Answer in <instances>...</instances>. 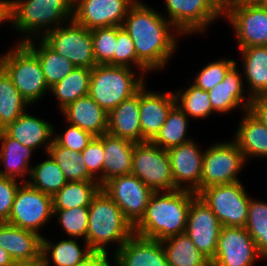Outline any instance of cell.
<instances>
[{
	"label": "cell",
	"mask_w": 267,
	"mask_h": 266,
	"mask_svg": "<svg viewBox=\"0 0 267 266\" xmlns=\"http://www.w3.org/2000/svg\"><path fill=\"white\" fill-rule=\"evenodd\" d=\"M246 192L240 181L208 186L197 195L211 208L222 226L245 227L250 202Z\"/></svg>",
	"instance_id": "obj_7"
},
{
	"label": "cell",
	"mask_w": 267,
	"mask_h": 266,
	"mask_svg": "<svg viewBox=\"0 0 267 266\" xmlns=\"http://www.w3.org/2000/svg\"><path fill=\"white\" fill-rule=\"evenodd\" d=\"M14 266H50V265H48L43 256H41L37 259L30 261L15 262Z\"/></svg>",
	"instance_id": "obj_51"
},
{
	"label": "cell",
	"mask_w": 267,
	"mask_h": 266,
	"mask_svg": "<svg viewBox=\"0 0 267 266\" xmlns=\"http://www.w3.org/2000/svg\"><path fill=\"white\" fill-rule=\"evenodd\" d=\"M83 248L77 242V238L60 240L52 243L47 238L42 237V256L48 265L53 263L55 266H79L89 255L93 253L87 242ZM51 256V260H50Z\"/></svg>",
	"instance_id": "obj_31"
},
{
	"label": "cell",
	"mask_w": 267,
	"mask_h": 266,
	"mask_svg": "<svg viewBox=\"0 0 267 266\" xmlns=\"http://www.w3.org/2000/svg\"><path fill=\"white\" fill-rule=\"evenodd\" d=\"M176 104L187 115L193 118H207L216 113L211 105L208 91L191 84L186 90L174 92Z\"/></svg>",
	"instance_id": "obj_39"
},
{
	"label": "cell",
	"mask_w": 267,
	"mask_h": 266,
	"mask_svg": "<svg viewBox=\"0 0 267 266\" xmlns=\"http://www.w3.org/2000/svg\"><path fill=\"white\" fill-rule=\"evenodd\" d=\"M73 4L74 0H12L5 6L6 22L16 32L26 34L19 40L24 43L33 37L42 38L48 31L72 20Z\"/></svg>",
	"instance_id": "obj_3"
},
{
	"label": "cell",
	"mask_w": 267,
	"mask_h": 266,
	"mask_svg": "<svg viewBox=\"0 0 267 266\" xmlns=\"http://www.w3.org/2000/svg\"><path fill=\"white\" fill-rule=\"evenodd\" d=\"M12 0H0V2L4 5L7 6Z\"/></svg>",
	"instance_id": "obj_56"
},
{
	"label": "cell",
	"mask_w": 267,
	"mask_h": 266,
	"mask_svg": "<svg viewBox=\"0 0 267 266\" xmlns=\"http://www.w3.org/2000/svg\"><path fill=\"white\" fill-rule=\"evenodd\" d=\"M234 135L246 162L251 157H267V127L249 111L244 112Z\"/></svg>",
	"instance_id": "obj_28"
},
{
	"label": "cell",
	"mask_w": 267,
	"mask_h": 266,
	"mask_svg": "<svg viewBox=\"0 0 267 266\" xmlns=\"http://www.w3.org/2000/svg\"><path fill=\"white\" fill-rule=\"evenodd\" d=\"M237 63H235L226 73L223 81L216 84L208 91L213 110L220 113H228L236 108L242 107L243 112L249 110L251 97L245 96L244 85ZM245 101V102H244Z\"/></svg>",
	"instance_id": "obj_21"
},
{
	"label": "cell",
	"mask_w": 267,
	"mask_h": 266,
	"mask_svg": "<svg viewBox=\"0 0 267 266\" xmlns=\"http://www.w3.org/2000/svg\"><path fill=\"white\" fill-rule=\"evenodd\" d=\"M137 0H74L73 20L89 30L122 26Z\"/></svg>",
	"instance_id": "obj_16"
},
{
	"label": "cell",
	"mask_w": 267,
	"mask_h": 266,
	"mask_svg": "<svg viewBox=\"0 0 267 266\" xmlns=\"http://www.w3.org/2000/svg\"><path fill=\"white\" fill-rule=\"evenodd\" d=\"M131 174L137 176L154 192L177 190L167 150L151 141L136 143Z\"/></svg>",
	"instance_id": "obj_9"
},
{
	"label": "cell",
	"mask_w": 267,
	"mask_h": 266,
	"mask_svg": "<svg viewBox=\"0 0 267 266\" xmlns=\"http://www.w3.org/2000/svg\"><path fill=\"white\" fill-rule=\"evenodd\" d=\"M53 213L52 196L31 187L27 182L21 183L7 223L41 235V227L49 222Z\"/></svg>",
	"instance_id": "obj_11"
},
{
	"label": "cell",
	"mask_w": 267,
	"mask_h": 266,
	"mask_svg": "<svg viewBox=\"0 0 267 266\" xmlns=\"http://www.w3.org/2000/svg\"><path fill=\"white\" fill-rule=\"evenodd\" d=\"M222 15H224L235 3L236 0H208Z\"/></svg>",
	"instance_id": "obj_50"
},
{
	"label": "cell",
	"mask_w": 267,
	"mask_h": 266,
	"mask_svg": "<svg viewBox=\"0 0 267 266\" xmlns=\"http://www.w3.org/2000/svg\"><path fill=\"white\" fill-rule=\"evenodd\" d=\"M30 39L24 44L38 57L45 81L49 88L64 79L76 66L62 55L50 48L41 38L38 46Z\"/></svg>",
	"instance_id": "obj_30"
},
{
	"label": "cell",
	"mask_w": 267,
	"mask_h": 266,
	"mask_svg": "<svg viewBox=\"0 0 267 266\" xmlns=\"http://www.w3.org/2000/svg\"><path fill=\"white\" fill-rule=\"evenodd\" d=\"M196 196L186 190L154 192L134 233L159 241L184 233L190 203Z\"/></svg>",
	"instance_id": "obj_2"
},
{
	"label": "cell",
	"mask_w": 267,
	"mask_h": 266,
	"mask_svg": "<svg viewBox=\"0 0 267 266\" xmlns=\"http://www.w3.org/2000/svg\"><path fill=\"white\" fill-rule=\"evenodd\" d=\"M140 90L122 101L108 114L107 132L129 139L133 142H145L139 120Z\"/></svg>",
	"instance_id": "obj_26"
},
{
	"label": "cell",
	"mask_w": 267,
	"mask_h": 266,
	"mask_svg": "<svg viewBox=\"0 0 267 266\" xmlns=\"http://www.w3.org/2000/svg\"><path fill=\"white\" fill-rule=\"evenodd\" d=\"M93 53L97 65H114L116 26L91 30Z\"/></svg>",
	"instance_id": "obj_42"
},
{
	"label": "cell",
	"mask_w": 267,
	"mask_h": 266,
	"mask_svg": "<svg viewBox=\"0 0 267 266\" xmlns=\"http://www.w3.org/2000/svg\"><path fill=\"white\" fill-rule=\"evenodd\" d=\"M259 5L267 9V0H263Z\"/></svg>",
	"instance_id": "obj_55"
},
{
	"label": "cell",
	"mask_w": 267,
	"mask_h": 266,
	"mask_svg": "<svg viewBox=\"0 0 267 266\" xmlns=\"http://www.w3.org/2000/svg\"><path fill=\"white\" fill-rule=\"evenodd\" d=\"M251 98L267 95V46L239 48Z\"/></svg>",
	"instance_id": "obj_29"
},
{
	"label": "cell",
	"mask_w": 267,
	"mask_h": 266,
	"mask_svg": "<svg viewBox=\"0 0 267 266\" xmlns=\"http://www.w3.org/2000/svg\"><path fill=\"white\" fill-rule=\"evenodd\" d=\"M26 112L3 130L25 147L37 150L44 145V151L47 153L53 142V125Z\"/></svg>",
	"instance_id": "obj_23"
},
{
	"label": "cell",
	"mask_w": 267,
	"mask_h": 266,
	"mask_svg": "<svg viewBox=\"0 0 267 266\" xmlns=\"http://www.w3.org/2000/svg\"><path fill=\"white\" fill-rule=\"evenodd\" d=\"M88 208L85 241L93 252L108 253L106 246L112 242L118 244L114 250L116 252L134 233V227L120 207L102 189L92 198Z\"/></svg>",
	"instance_id": "obj_4"
},
{
	"label": "cell",
	"mask_w": 267,
	"mask_h": 266,
	"mask_svg": "<svg viewBox=\"0 0 267 266\" xmlns=\"http://www.w3.org/2000/svg\"><path fill=\"white\" fill-rule=\"evenodd\" d=\"M229 20L238 48L267 46V9L259 4L235 3L224 15Z\"/></svg>",
	"instance_id": "obj_14"
},
{
	"label": "cell",
	"mask_w": 267,
	"mask_h": 266,
	"mask_svg": "<svg viewBox=\"0 0 267 266\" xmlns=\"http://www.w3.org/2000/svg\"><path fill=\"white\" fill-rule=\"evenodd\" d=\"M6 22L5 6L0 2V23Z\"/></svg>",
	"instance_id": "obj_53"
},
{
	"label": "cell",
	"mask_w": 267,
	"mask_h": 266,
	"mask_svg": "<svg viewBox=\"0 0 267 266\" xmlns=\"http://www.w3.org/2000/svg\"><path fill=\"white\" fill-rule=\"evenodd\" d=\"M248 111L267 127V95L253 97Z\"/></svg>",
	"instance_id": "obj_48"
},
{
	"label": "cell",
	"mask_w": 267,
	"mask_h": 266,
	"mask_svg": "<svg viewBox=\"0 0 267 266\" xmlns=\"http://www.w3.org/2000/svg\"><path fill=\"white\" fill-rule=\"evenodd\" d=\"M221 228L211 208L197 195L190 203L185 233L209 260L215 256Z\"/></svg>",
	"instance_id": "obj_17"
},
{
	"label": "cell",
	"mask_w": 267,
	"mask_h": 266,
	"mask_svg": "<svg viewBox=\"0 0 267 266\" xmlns=\"http://www.w3.org/2000/svg\"><path fill=\"white\" fill-rule=\"evenodd\" d=\"M108 253L93 252L88 258L79 266H112L109 262Z\"/></svg>",
	"instance_id": "obj_49"
},
{
	"label": "cell",
	"mask_w": 267,
	"mask_h": 266,
	"mask_svg": "<svg viewBox=\"0 0 267 266\" xmlns=\"http://www.w3.org/2000/svg\"><path fill=\"white\" fill-rule=\"evenodd\" d=\"M114 65L115 66H127L131 68L134 65L138 68L141 74L145 75L150 71L138 58L129 34L122 26H116V47L114 50Z\"/></svg>",
	"instance_id": "obj_43"
},
{
	"label": "cell",
	"mask_w": 267,
	"mask_h": 266,
	"mask_svg": "<svg viewBox=\"0 0 267 266\" xmlns=\"http://www.w3.org/2000/svg\"><path fill=\"white\" fill-rule=\"evenodd\" d=\"M161 242L169 266H211L185 232Z\"/></svg>",
	"instance_id": "obj_32"
},
{
	"label": "cell",
	"mask_w": 267,
	"mask_h": 266,
	"mask_svg": "<svg viewBox=\"0 0 267 266\" xmlns=\"http://www.w3.org/2000/svg\"><path fill=\"white\" fill-rule=\"evenodd\" d=\"M188 122L189 117L175 104L169 111L165 123L151 142L164 150H168L191 141L192 139L186 136Z\"/></svg>",
	"instance_id": "obj_35"
},
{
	"label": "cell",
	"mask_w": 267,
	"mask_h": 266,
	"mask_svg": "<svg viewBox=\"0 0 267 266\" xmlns=\"http://www.w3.org/2000/svg\"><path fill=\"white\" fill-rule=\"evenodd\" d=\"M176 104L174 92L147 91L144 85L140 89L139 120L142 137L151 141L166 121L171 108Z\"/></svg>",
	"instance_id": "obj_20"
},
{
	"label": "cell",
	"mask_w": 267,
	"mask_h": 266,
	"mask_svg": "<svg viewBox=\"0 0 267 266\" xmlns=\"http://www.w3.org/2000/svg\"><path fill=\"white\" fill-rule=\"evenodd\" d=\"M101 189L120 207L133 227L143 217L149 199L154 193L133 174L113 177L105 182Z\"/></svg>",
	"instance_id": "obj_12"
},
{
	"label": "cell",
	"mask_w": 267,
	"mask_h": 266,
	"mask_svg": "<svg viewBox=\"0 0 267 266\" xmlns=\"http://www.w3.org/2000/svg\"><path fill=\"white\" fill-rule=\"evenodd\" d=\"M167 18L181 35L204 33L223 15L208 0H165Z\"/></svg>",
	"instance_id": "obj_15"
},
{
	"label": "cell",
	"mask_w": 267,
	"mask_h": 266,
	"mask_svg": "<svg viewBox=\"0 0 267 266\" xmlns=\"http://www.w3.org/2000/svg\"><path fill=\"white\" fill-rule=\"evenodd\" d=\"M101 189L98 181L67 182L53 198V209L89 207L92 198Z\"/></svg>",
	"instance_id": "obj_36"
},
{
	"label": "cell",
	"mask_w": 267,
	"mask_h": 266,
	"mask_svg": "<svg viewBox=\"0 0 267 266\" xmlns=\"http://www.w3.org/2000/svg\"><path fill=\"white\" fill-rule=\"evenodd\" d=\"M47 155L48 159L31 167L27 183L31 187L53 197L68 181L58 164L49 154Z\"/></svg>",
	"instance_id": "obj_38"
},
{
	"label": "cell",
	"mask_w": 267,
	"mask_h": 266,
	"mask_svg": "<svg viewBox=\"0 0 267 266\" xmlns=\"http://www.w3.org/2000/svg\"><path fill=\"white\" fill-rule=\"evenodd\" d=\"M0 161L5 165V170H0L1 177L16 179L22 177L26 183V175L30 176L31 167L29 159L34 149L25 147L16 139L11 138L4 130H0Z\"/></svg>",
	"instance_id": "obj_27"
},
{
	"label": "cell",
	"mask_w": 267,
	"mask_h": 266,
	"mask_svg": "<svg viewBox=\"0 0 267 266\" xmlns=\"http://www.w3.org/2000/svg\"><path fill=\"white\" fill-rule=\"evenodd\" d=\"M236 63L233 59H220L205 65L193 80V85L204 91L211 90L216 84L223 81L228 70Z\"/></svg>",
	"instance_id": "obj_44"
},
{
	"label": "cell",
	"mask_w": 267,
	"mask_h": 266,
	"mask_svg": "<svg viewBox=\"0 0 267 266\" xmlns=\"http://www.w3.org/2000/svg\"><path fill=\"white\" fill-rule=\"evenodd\" d=\"M47 154L58 164L68 182L98 181L88 171L81 153L60 146L53 140Z\"/></svg>",
	"instance_id": "obj_37"
},
{
	"label": "cell",
	"mask_w": 267,
	"mask_h": 266,
	"mask_svg": "<svg viewBox=\"0 0 267 266\" xmlns=\"http://www.w3.org/2000/svg\"><path fill=\"white\" fill-rule=\"evenodd\" d=\"M91 71L92 69L87 67H75L64 79L50 88L49 92L57 98L60 110L88 95Z\"/></svg>",
	"instance_id": "obj_33"
},
{
	"label": "cell",
	"mask_w": 267,
	"mask_h": 266,
	"mask_svg": "<svg viewBox=\"0 0 267 266\" xmlns=\"http://www.w3.org/2000/svg\"><path fill=\"white\" fill-rule=\"evenodd\" d=\"M246 230L254 240L258 252L267 259V203L250 197Z\"/></svg>",
	"instance_id": "obj_40"
},
{
	"label": "cell",
	"mask_w": 267,
	"mask_h": 266,
	"mask_svg": "<svg viewBox=\"0 0 267 266\" xmlns=\"http://www.w3.org/2000/svg\"><path fill=\"white\" fill-rule=\"evenodd\" d=\"M0 56V66L13 81L21 96L32 106L49 92L38 57L24 44L17 43Z\"/></svg>",
	"instance_id": "obj_6"
},
{
	"label": "cell",
	"mask_w": 267,
	"mask_h": 266,
	"mask_svg": "<svg viewBox=\"0 0 267 266\" xmlns=\"http://www.w3.org/2000/svg\"><path fill=\"white\" fill-rule=\"evenodd\" d=\"M262 258L245 227L222 226L211 266H253Z\"/></svg>",
	"instance_id": "obj_13"
},
{
	"label": "cell",
	"mask_w": 267,
	"mask_h": 266,
	"mask_svg": "<svg viewBox=\"0 0 267 266\" xmlns=\"http://www.w3.org/2000/svg\"><path fill=\"white\" fill-rule=\"evenodd\" d=\"M53 215H57L61 229L70 238H84L86 240L88 230V207H74L71 209H53Z\"/></svg>",
	"instance_id": "obj_41"
},
{
	"label": "cell",
	"mask_w": 267,
	"mask_h": 266,
	"mask_svg": "<svg viewBox=\"0 0 267 266\" xmlns=\"http://www.w3.org/2000/svg\"><path fill=\"white\" fill-rule=\"evenodd\" d=\"M98 138L103 142L105 152L103 184L113 177L131 174L136 142L108 132Z\"/></svg>",
	"instance_id": "obj_25"
},
{
	"label": "cell",
	"mask_w": 267,
	"mask_h": 266,
	"mask_svg": "<svg viewBox=\"0 0 267 266\" xmlns=\"http://www.w3.org/2000/svg\"><path fill=\"white\" fill-rule=\"evenodd\" d=\"M167 153L175 188L198 194L201 191L204 152L191 140L168 149Z\"/></svg>",
	"instance_id": "obj_18"
},
{
	"label": "cell",
	"mask_w": 267,
	"mask_h": 266,
	"mask_svg": "<svg viewBox=\"0 0 267 266\" xmlns=\"http://www.w3.org/2000/svg\"><path fill=\"white\" fill-rule=\"evenodd\" d=\"M143 3L136 1L122 27L134 42L137 58L151 72L166 66L177 49V35L181 34L164 15Z\"/></svg>",
	"instance_id": "obj_1"
},
{
	"label": "cell",
	"mask_w": 267,
	"mask_h": 266,
	"mask_svg": "<svg viewBox=\"0 0 267 266\" xmlns=\"http://www.w3.org/2000/svg\"><path fill=\"white\" fill-rule=\"evenodd\" d=\"M67 124L69 126L66 131L62 133V135L54 133L53 140L60 146L68 148L71 151L81 153L95 136L78 126L70 123Z\"/></svg>",
	"instance_id": "obj_45"
},
{
	"label": "cell",
	"mask_w": 267,
	"mask_h": 266,
	"mask_svg": "<svg viewBox=\"0 0 267 266\" xmlns=\"http://www.w3.org/2000/svg\"><path fill=\"white\" fill-rule=\"evenodd\" d=\"M19 186L16 179L0 176V222L8 221Z\"/></svg>",
	"instance_id": "obj_47"
},
{
	"label": "cell",
	"mask_w": 267,
	"mask_h": 266,
	"mask_svg": "<svg viewBox=\"0 0 267 266\" xmlns=\"http://www.w3.org/2000/svg\"><path fill=\"white\" fill-rule=\"evenodd\" d=\"M42 235L0 222V247L6 250L15 262L30 261L42 256Z\"/></svg>",
	"instance_id": "obj_22"
},
{
	"label": "cell",
	"mask_w": 267,
	"mask_h": 266,
	"mask_svg": "<svg viewBox=\"0 0 267 266\" xmlns=\"http://www.w3.org/2000/svg\"><path fill=\"white\" fill-rule=\"evenodd\" d=\"M113 254V266H169L161 241L135 233Z\"/></svg>",
	"instance_id": "obj_19"
},
{
	"label": "cell",
	"mask_w": 267,
	"mask_h": 266,
	"mask_svg": "<svg viewBox=\"0 0 267 266\" xmlns=\"http://www.w3.org/2000/svg\"><path fill=\"white\" fill-rule=\"evenodd\" d=\"M263 0H236L239 4H260Z\"/></svg>",
	"instance_id": "obj_54"
},
{
	"label": "cell",
	"mask_w": 267,
	"mask_h": 266,
	"mask_svg": "<svg viewBox=\"0 0 267 266\" xmlns=\"http://www.w3.org/2000/svg\"><path fill=\"white\" fill-rule=\"evenodd\" d=\"M60 112L66 122L99 137L108 130V113L89 95L78 98Z\"/></svg>",
	"instance_id": "obj_24"
},
{
	"label": "cell",
	"mask_w": 267,
	"mask_h": 266,
	"mask_svg": "<svg viewBox=\"0 0 267 266\" xmlns=\"http://www.w3.org/2000/svg\"><path fill=\"white\" fill-rule=\"evenodd\" d=\"M15 261L9 255V253L0 247V266H14Z\"/></svg>",
	"instance_id": "obj_52"
},
{
	"label": "cell",
	"mask_w": 267,
	"mask_h": 266,
	"mask_svg": "<svg viewBox=\"0 0 267 266\" xmlns=\"http://www.w3.org/2000/svg\"><path fill=\"white\" fill-rule=\"evenodd\" d=\"M83 161L88 171L98 180L100 186L103 185V161L105 152L103 142L94 137L88 146L81 152Z\"/></svg>",
	"instance_id": "obj_46"
},
{
	"label": "cell",
	"mask_w": 267,
	"mask_h": 266,
	"mask_svg": "<svg viewBox=\"0 0 267 266\" xmlns=\"http://www.w3.org/2000/svg\"><path fill=\"white\" fill-rule=\"evenodd\" d=\"M246 165L234 140L216 143L204 151L201 190L212 185L240 182L238 174Z\"/></svg>",
	"instance_id": "obj_10"
},
{
	"label": "cell",
	"mask_w": 267,
	"mask_h": 266,
	"mask_svg": "<svg viewBox=\"0 0 267 266\" xmlns=\"http://www.w3.org/2000/svg\"><path fill=\"white\" fill-rule=\"evenodd\" d=\"M127 66L96 65L92 68L88 95L108 114L145 84V76Z\"/></svg>",
	"instance_id": "obj_5"
},
{
	"label": "cell",
	"mask_w": 267,
	"mask_h": 266,
	"mask_svg": "<svg viewBox=\"0 0 267 266\" xmlns=\"http://www.w3.org/2000/svg\"><path fill=\"white\" fill-rule=\"evenodd\" d=\"M41 39L76 67L92 69L97 65L93 53L91 30L73 19L48 31Z\"/></svg>",
	"instance_id": "obj_8"
},
{
	"label": "cell",
	"mask_w": 267,
	"mask_h": 266,
	"mask_svg": "<svg viewBox=\"0 0 267 266\" xmlns=\"http://www.w3.org/2000/svg\"><path fill=\"white\" fill-rule=\"evenodd\" d=\"M30 104L21 96L12 79L0 66V130L20 117Z\"/></svg>",
	"instance_id": "obj_34"
}]
</instances>
